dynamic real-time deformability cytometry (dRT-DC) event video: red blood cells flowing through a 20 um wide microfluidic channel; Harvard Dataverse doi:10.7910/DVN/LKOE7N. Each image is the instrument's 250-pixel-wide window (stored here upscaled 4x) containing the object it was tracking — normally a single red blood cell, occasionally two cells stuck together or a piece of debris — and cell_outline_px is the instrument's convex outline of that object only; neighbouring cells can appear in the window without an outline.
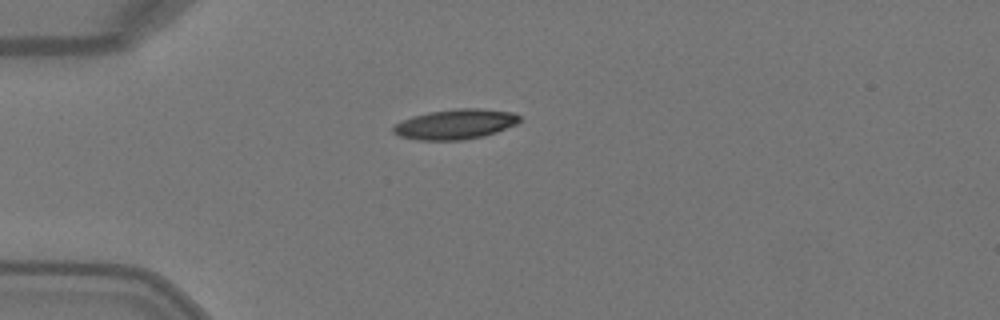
{"species": "Egyptian fruit bat (a non-hibernating species)", "species_latin": "Rousettus aegyptiacus", "temperature_condition": "warm", "stored_images_in_passage": 38, "camera_frame_rate_fps": 3000, "um_per_image_px": 0.085, "animal": {"sex": "female"}, "frame": {"image": 1, "passage_image": 1, "time_ms": 0.0, "image_size_px": [1000, 320], "cell_outline_px": [[520, 120], [516, 124], [496, 132], [484, 136], [460, 140], [416, 140], [400, 136], [392, 132], [392, 128], [396, 124], [412, 116], [428, 112], [456, 108], [480, 108], [512, 112], [520, 116]], "centroid_in_image_um": [38.7, 10.55], "position_along_channel_um": 46.3, "area_um2": 22.08}}
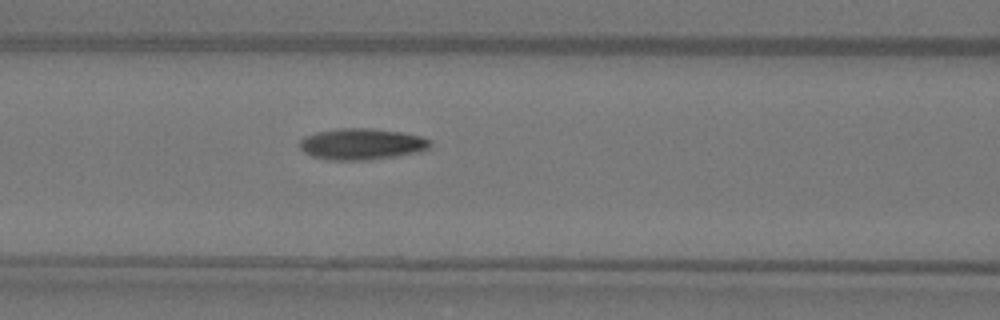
{"frame": {"image": 2, "passage_image": 9, "time_ms": 2.667, "image_size_px": [1000, 320], "cell_outline_px": [[432, 144], [428, 148], [420, 152], [396, 156], [368, 160], [328, 160], [312, 156], [304, 152], [300, 148], [300, 140], [304, 136], [316, 132], [336, 128], [368, 128], [400, 132], [420, 136], [432, 140]], "centroid_in_image_um": [30.74, 12.24], "position_along_channel_um": 135.9, "area_um2": 23.93}}
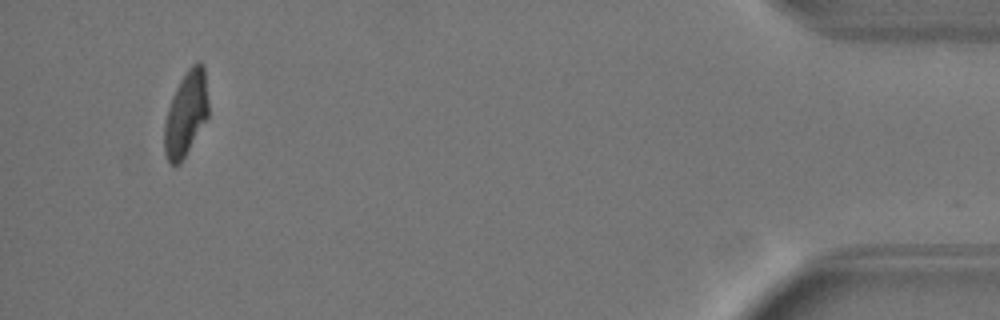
{"frame": {"image": 3, "passage_image": 35, "time_ms": 11.333, "image_size_px": [1000, 320], "cell_outline_px": [[208, 116], [180, 164], [172, 164], [168, 160], [164, 152], [164, 124], [168, 108], [172, 96], [180, 80], [188, 68], [192, 64], [200, 60], [204, 68], [208, 100]], "centroid_in_image_um": [15.8, 9.64], "position_along_channel_um": 419.4, "area_um2": 21.56}, "authors_computed_cell_mechanics": {"area_um2": 23.2067, "velocity_mm_per_s": 4.0953, "shape_relaxation_time_tau1_ms": 5.726, "shape_relaxation_time_tau2_ms": 2.3876, "deformation_change_tau1": 0.2181, "deformation_change_tau2": 0.0752}}